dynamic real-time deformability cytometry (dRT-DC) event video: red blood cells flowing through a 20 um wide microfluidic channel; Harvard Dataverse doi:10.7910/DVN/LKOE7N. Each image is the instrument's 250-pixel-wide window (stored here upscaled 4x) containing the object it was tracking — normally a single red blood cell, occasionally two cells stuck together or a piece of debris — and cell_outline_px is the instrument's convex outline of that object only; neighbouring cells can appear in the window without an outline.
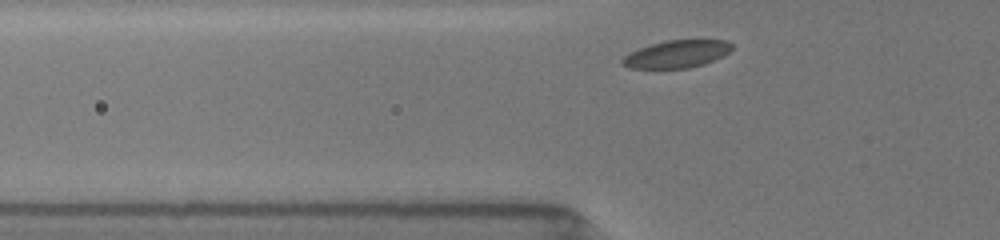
{"species": "common noctule bat (a hibernating species)", "species_latin": "Nyctalus noctula", "temperature_condition": "room temperature", "stored_images_in_passage": 29, "camera_frame_rate_fps": 3000, "um_per_image_px": 0.085, "animal": {"sex": "female", "body_mass_g": 19.5, "forearm_length_mm": 54.1}, "frame": {"image": 1, "passage_image": 2, "time_ms": 0.333, "image_size_px": [1000, 240], "cell_outline_px": [[732, 48], [724, 56], [704, 64], [688, 68], [628, 68], [620, 64], [620, 60], [624, 56], [640, 48], [664, 40], [728, 40], [732, 44]], "centroid_in_image_um": [57.52, 4.59], "position_along_channel_um": 68.3, "area_um2": 17.57}}
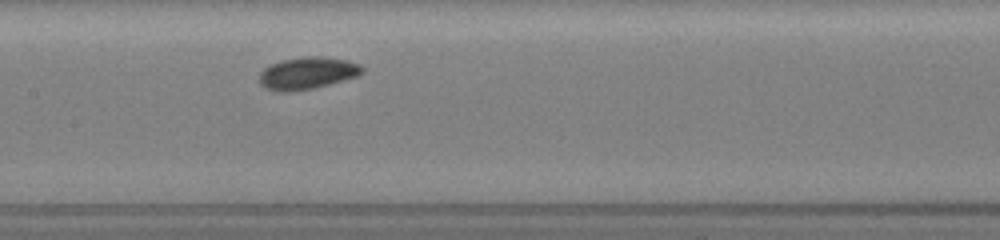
{"frame": {"image": 2, "passage_image": 11, "time_ms": 3.333, "image_size_px": [1000, 240], "cell_outline_px": [[364, 72], [360, 76], [312, 88], [292, 92], [276, 92], [264, 88], [260, 84], [260, 72], [264, 68], [280, 60], [308, 56], [320, 56], [344, 60], [360, 64], [364, 68]], "centroid_in_image_um": [26.12, 6.23], "position_along_channel_um": 181.3, "area_um2": 19.36}}
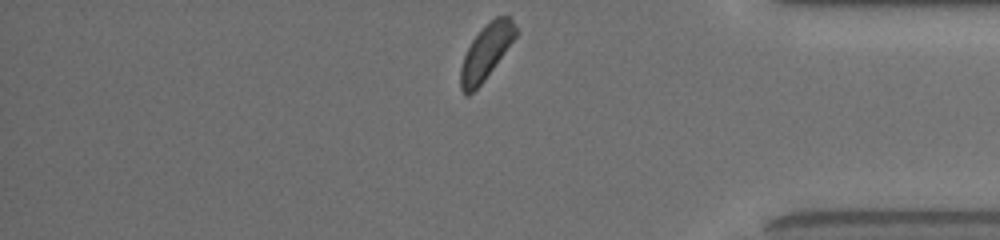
{"frame": {"image": 3, "passage_image": 29, "time_ms": 9.333, "image_size_px": [1000, 240], "cell_outline_px": [[516, 36], [484, 80], [468, 96], [464, 96], [460, 88], [460, 68], [464, 56], [472, 40], [496, 16], [508, 16], [512, 20], [516, 28]], "centroid_in_image_um": [41.28, 4.47], "position_along_channel_um": 393.9, "area_um2": 16.99}}